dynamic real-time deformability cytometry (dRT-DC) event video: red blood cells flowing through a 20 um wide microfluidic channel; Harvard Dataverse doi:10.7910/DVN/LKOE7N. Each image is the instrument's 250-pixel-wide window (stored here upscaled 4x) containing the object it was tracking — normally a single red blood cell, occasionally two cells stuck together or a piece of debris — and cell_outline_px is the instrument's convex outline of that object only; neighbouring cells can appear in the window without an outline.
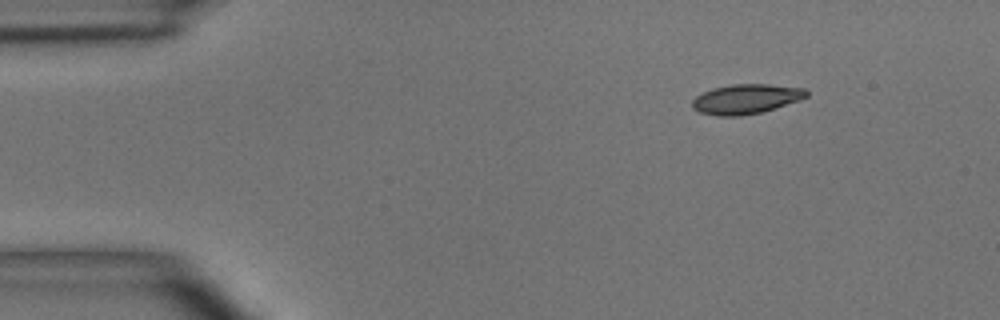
{"species": "common noctule bat (a hibernating species)", "species_latin": "Nyctalus noctula", "temperature_condition": "room temperature", "stored_images_in_passage": 3, "camera_frame_rate_fps": 3000, "um_per_image_px": 0.085, "animal": {"sex": "male", "body_mass_g": 15.6}, "frame": {"image": 1, "passage_image": 1, "time_ms": 0.0, "image_size_px": [1000, 320], "cell_outline_px": [[808, 96], [800, 100], [764, 112], [740, 116], [716, 116], [700, 112], [692, 108], [692, 100], [696, 96], [712, 88], [732, 84], [768, 84], [804, 88], [808, 92]], "centroid_in_image_um": [63.42, 8.42], "position_along_channel_um": 21.6, "area_um2": 19.94}}